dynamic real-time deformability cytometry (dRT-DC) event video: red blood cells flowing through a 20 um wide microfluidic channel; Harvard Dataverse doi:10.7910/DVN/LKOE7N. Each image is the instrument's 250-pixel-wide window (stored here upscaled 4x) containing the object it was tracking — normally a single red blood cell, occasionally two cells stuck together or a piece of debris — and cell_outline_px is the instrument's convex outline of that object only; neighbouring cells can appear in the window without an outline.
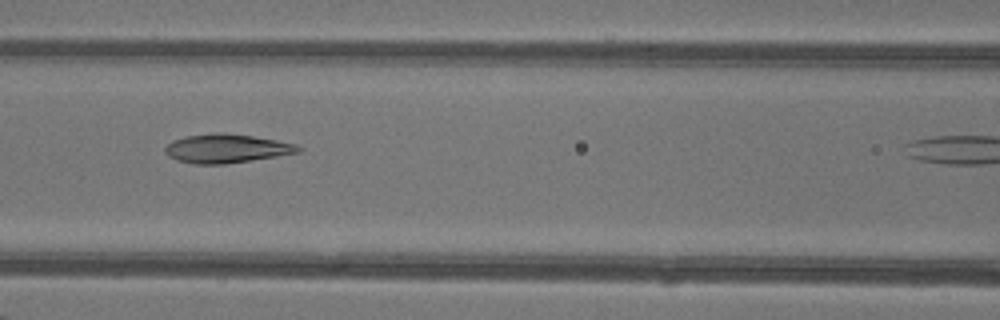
{"species": "common noctule bat (a hibernating species)", "species_latin": "Nyctalus noctula", "temperature_condition": "warm", "stored_images_in_passage": 21, "camera_frame_rate_fps": 3000, "um_per_image_px": 0.085, "animal": {"sex": "female"}, "frame": {"image": 1, "passage_image": 15, "time_ms": 4.667, "image_size_px": [1000, 320], "cell_outline_px": [[300, 152], [276, 156], [224, 164], [192, 164], [176, 160], [168, 156], [164, 152], [164, 148], [172, 140], [184, 136], [216, 132], [224, 132], [252, 136], [276, 140], [296, 144], [300, 148]], "centroid_in_image_um": [19.18, 12.61], "position_along_channel_um": 147.4, "area_um2": 22.37}}